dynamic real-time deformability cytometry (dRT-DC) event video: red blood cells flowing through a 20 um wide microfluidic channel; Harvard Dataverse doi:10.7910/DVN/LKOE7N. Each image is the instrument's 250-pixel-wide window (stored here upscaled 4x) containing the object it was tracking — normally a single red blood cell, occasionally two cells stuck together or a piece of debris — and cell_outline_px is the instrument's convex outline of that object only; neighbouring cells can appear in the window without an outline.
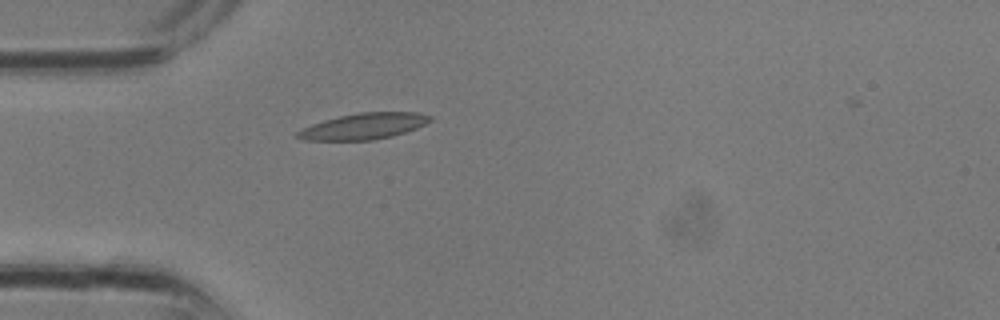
{"species": "common noctule bat (a hibernating species)", "species_latin": "Nyctalus noctula", "temperature_condition": "room temperature", "stored_images_in_passage": 9, "camera_frame_rate_fps": 3000, "um_per_image_px": 0.085, "animal": {"sex": "male", "body_mass_g": 13.3}, "frame": {"image": 1, "passage_image": 1, "time_ms": 0.0, "image_size_px": [1000, 320], "cell_outline_px": [[432, 120], [416, 128], [392, 136], [372, 140], [304, 140], [292, 136], [296, 132], [312, 124], [324, 120], [340, 116], [360, 112], [416, 112], [432, 116]], "centroid_in_image_um": [30.89, 10.73], "position_along_channel_um": 54.1, "area_um2": 20.06}}
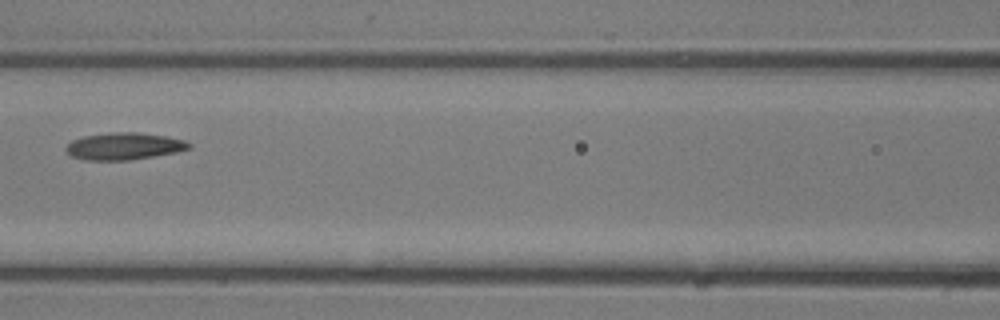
{"frame": {"image": 2, "passage_image": 6, "time_ms": 1.667, "image_size_px": [1000, 320], "cell_outline_px": [[192, 148], [176, 152], [128, 160], [84, 160], [72, 156], [64, 148], [72, 140], [84, 136], [112, 132], [136, 132], [168, 136], [184, 140], [192, 144]], "centroid_in_image_um": [10.56, 12.42], "position_along_channel_um": 156.0, "area_um2": 19.36}}
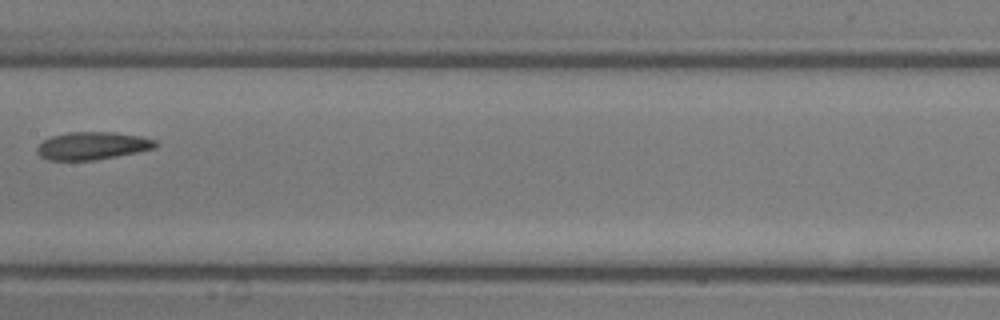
{"frame": {"image": 3, "passage_image": 8, "time_ms": 2.333, "image_size_px": [1000, 320], "cell_outline_px": [[156, 148], [96, 160], [48, 160], [40, 156], [36, 152], [36, 148], [44, 140], [52, 136], [68, 132], [116, 132], [140, 136], [156, 140]], "centroid_in_image_um": [7.84, 12.39], "position_along_channel_um": 199.6, "area_um2": 19.07}}